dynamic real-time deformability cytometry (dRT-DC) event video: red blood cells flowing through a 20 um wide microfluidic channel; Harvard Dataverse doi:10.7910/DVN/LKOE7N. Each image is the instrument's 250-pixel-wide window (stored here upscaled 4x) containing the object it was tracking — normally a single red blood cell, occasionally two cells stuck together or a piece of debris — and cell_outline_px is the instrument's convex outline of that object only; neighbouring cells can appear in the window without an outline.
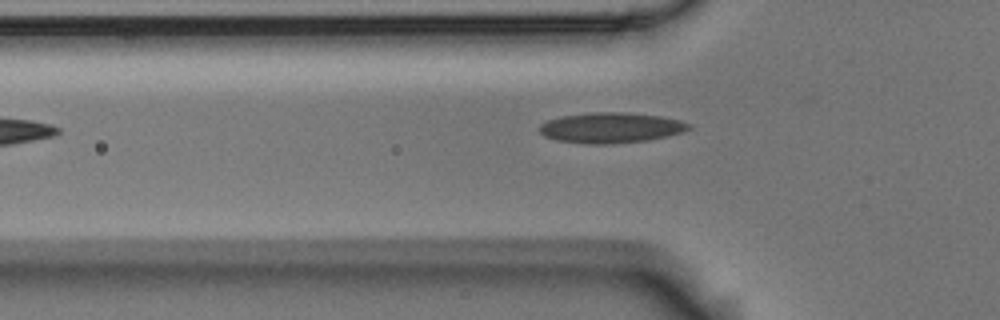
{"species": "Egyptian fruit bat (a non-hibernating species)", "species_latin": "Rousettus aegyptiacus", "temperature_condition": "room temperature", "stored_images_in_passage": 3, "camera_frame_rate_fps": 3000, "um_per_image_px": 0.085, "animal": {"sex": "male"}, "frame": {"image": 1, "passage_image": 3, "time_ms": 0.667, "image_size_px": [1000, 320], "cell_outline_px": [[692, 128], [680, 132], [648, 140], [612, 144], [584, 144], [556, 140], [544, 136], [540, 132], [540, 124], [548, 120], [560, 116], [592, 112], [624, 112], [660, 116], [680, 120], [692, 124]], "centroid_in_image_um": [51.9, 10.86], "position_along_channel_um": 73.9, "area_um2": 26.53}}